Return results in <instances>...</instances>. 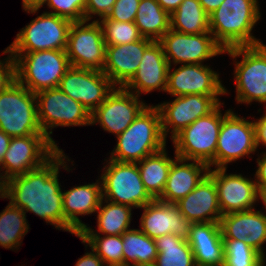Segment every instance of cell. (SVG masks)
<instances>
[{"mask_svg":"<svg viewBox=\"0 0 266 266\" xmlns=\"http://www.w3.org/2000/svg\"><path fill=\"white\" fill-rule=\"evenodd\" d=\"M64 150H59L43 166L14 176L6 181L5 198L25 214L33 213L53 229L64 231L62 185L59 182L60 169L68 173L74 169Z\"/></svg>","mask_w":266,"mask_h":266,"instance_id":"1","label":"cell"},{"mask_svg":"<svg viewBox=\"0 0 266 266\" xmlns=\"http://www.w3.org/2000/svg\"><path fill=\"white\" fill-rule=\"evenodd\" d=\"M260 8L250 0H224L209 15L210 33L224 49L262 44L254 28L262 19Z\"/></svg>","mask_w":266,"mask_h":266,"instance_id":"2","label":"cell"},{"mask_svg":"<svg viewBox=\"0 0 266 266\" xmlns=\"http://www.w3.org/2000/svg\"><path fill=\"white\" fill-rule=\"evenodd\" d=\"M115 138L116 146L106 158L118 162L137 163L168 144L163 136L159 110L150 103L129 127Z\"/></svg>","mask_w":266,"mask_h":266,"instance_id":"3","label":"cell"},{"mask_svg":"<svg viewBox=\"0 0 266 266\" xmlns=\"http://www.w3.org/2000/svg\"><path fill=\"white\" fill-rule=\"evenodd\" d=\"M223 54L233 61L236 104L266 105V44L237 46L224 50Z\"/></svg>","mask_w":266,"mask_h":266,"instance_id":"4","label":"cell"},{"mask_svg":"<svg viewBox=\"0 0 266 266\" xmlns=\"http://www.w3.org/2000/svg\"><path fill=\"white\" fill-rule=\"evenodd\" d=\"M220 103L208 115L198 118L178 133L171 141L177 157L206 163L209 169L215 168V153L223 118L232 110L222 113Z\"/></svg>","mask_w":266,"mask_h":266,"instance_id":"5","label":"cell"},{"mask_svg":"<svg viewBox=\"0 0 266 266\" xmlns=\"http://www.w3.org/2000/svg\"><path fill=\"white\" fill-rule=\"evenodd\" d=\"M8 53L15 60L16 80L33 93L57 88L71 67L66 50Z\"/></svg>","mask_w":266,"mask_h":266,"instance_id":"6","label":"cell"},{"mask_svg":"<svg viewBox=\"0 0 266 266\" xmlns=\"http://www.w3.org/2000/svg\"><path fill=\"white\" fill-rule=\"evenodd\" d=\"M98 174L102 183L103 199L140 209L154 199L146 191L137 163L104 159ZM106 163V164H105Z\"/></svg>","mask_w":266,"mask_h":266,"instance_id":"7","label":"cell"},{"mask_svg":"<svg viewBox=\"0 0 266 266\" xmlns=\"http://www.w3.org/2000/svg\"><path fill=\"white\" fill-rule=\"evenodd\" d=\"M35 96L40 128L59 150L61 148L52 137L54 128L91 125V113L58 87L41 90Z\"/></svg>","mask_w":266,"mask_h":266,"instance_id":"8","label":"cell"},{"mask_svg":"<svg viewBox=\"0 0 266 266\" xmlns=\"http://www.w3.org/2000/svg\"><path fill=\"white\" fill-rule=\"evenodd\" d=\"M0 130L11 138L45 135L38 122L35 93L17 80L0 93Z\"/></svg>","mask_w":266,"mask_h":266,"instance_id":"9","label":"cell"},{"mask_svg":"<svg viewBox=\"0 0 266 266\" xmlns=\"http://www.w3.org/2000/svg\"><path fill=\"white\" fill-rule=\"evenodd\" d=\"M72 23L69 19L43 11L20 29L5 50L7 52L66 50L68 32Z\"/></svg>","mask_w":266,"mask_h":266,"instance_id":"10","label":"cell"},{"mask_svg":"<svg viewBox=\"0 0 266 266\" xmlns=\"http://www.w3.org/2000/svg\"><path fill=\"white\" fill-rule=\"evenodd\" d=\"M236 113L232 109L222 120L215 153V168H228L229 164L242 158H252L258 151L253 117L250 115L246 119Z\"/></svg>","mask_w":266,"mask_h":266,"instance_id":"11","label":"cell"},{"mask_svg":"<svg viewBox=\"0 0 266 266\" xmlns=\"http://www.w3.org/2000/svg\"><path fill=\"white\" fill-rule=\"evenodd\" d=\"M58 151L46 135L13 137L0 167L2 178L7 181L14 176L35 170Z\"/></svg>","mask_w":266,"mask_h":266,"instance_id":"12","label":"cell"},{"mask_svg":"<svg viewBox=\"0 0 266 266\" xmlns=\"http://www.w3.org/2000/svg\"><path fill=\"white\" fill-rule=\"evenodd\" d=\"M220 97L190 94L155 104L160 113L164 138L172 140L198 118L208 115L223 102Z\"/></svg>","mask_w":266,"mask_h":266,"instance_id":"13","label":"cell"},{"mask_svg":"<svg viewBox=\"0 0 266 266\" xmlns=\"http://www.w3.org/2000/svg\"><path fill=\"white\" fill-rule=\"evenodd\" d=\"M66 54L73 67L102 71L105 64L106 43L99 22H73L68 32Z\"/></svg>","mask_w":266,"mask_h":266,"instance_id":"14","label":"cell"},{"mask_svg":"<svg viewBox=\"0 0 266 266\" xmlns=\"http://www.w3.org/2000/svg\"><path fill=\"white\" fill-rule=\"evenodd\" d=\"M220 75L209 63L169 66L165 93L171 97L190 94L229 95L230 92L222 83Z\"/></svg>","mask_w":266,"mask_h":266,"instance_id":"15","label":"cell"},{"mask_svg":"<svg viewBox=\"0 0 266 266\" xmlns=\"http://www.w3.org/2000/svg\"><path fill=\"white\" fill-rule=\"evenodd\" d=\"M159 42L169 66L205 64L218 55H224V49L211 33L186 34L169 29Z\"/></svg>","mask_w":266,"mask_h":266,"instance_id":"16","label":"cell"},{"mask_svg":"<svg viewBox=\"0 0 266 266\" xmlns=\"http://www.w3.org/2000/svg\"><path fill=\"white\" fill-rule=\"evenodd\" d=\"M140 99L123 87H115L105 101L91 113L90 126L100 125L104 132L116 137L149 105Z\"/></svg>","mask_w":266,"mask_h":266,"instance_id":"17","label":"cell"},{"mask_svg":"<svg viewBox=\"0 0 266 266\" xmlns=\"http://www.w3.org/2000/svg\"><path fill=\"white\" fill-rule=\"evenodd\" d=\"M227 168H211L208 175L214 180L222 215L258 207L260 196L254 179L242 173H227Z\"/></svg>","mask_w":266,"mask_h":266,"instance_id":"18","label":"cell"},{"mask_svg":"<svg viewBox=\"0 0 266 266\" xmlns=\"http://www.w3.org/2000/svg\"><path fill=\"white\" fill-rule=\"evenodd\" d=\"M58 88L92 113L115 86L102 71L71 66Z\"/></svg>","mask_w":266,"mask_h":266,"instance_id":"19","label":"cell"},{"mask_svg":"<svg viewBox=\"0 0 266 266\" xmlns=\"http://www.w3.org/2000/svg\"><path fill=\"white\" fill-rule=\"evenodd\" d=\"M139 229L151 239L162 235L175 234L187 241L192 222L189 221L174 203H164L157 199L141 207Z\"/></svg>","mask_w":266,"mask_h":266,"instance_id":"20","label":"cell"},{"mask_svg":"<svg viewBox=\"0 0 266 266\" xmlns=\"http://www.w3.org/2000/svg\"><path fill=\"white\" fill-rule=\"evenodd\" d=\"M102 199V183L99 176L95 182L78 186L75 184L69 190L62 188L64 232L77 236L87 225L79 217L96 214Z\"/></svg>","mask_w":266,"mask_h":266,"instance_id":"21","label":"cell"},{"mask_svg":"<svg viewBox=\"0 0 266 266\" xmlns=\"http://www.w3.org/2000/svg\"><path fill=\"white\" fill-rule=\"evenodd\" d=\"M169 63L164 55L163 46L153 41L144 51L137 72L123 87L141 97L154 91L164 92L167 88Z\"/></svg>","mask_w":266,"mask_h":266,"instance_id":"22","label":"cell"},{"mask_svg":"<svg viewBox=\"0 0 266 266\" xmlns=\"http://www.w3.org/2000/svg\"><path fill=\"white\" fill-rule=\"evenodd\" d=\"M220 228L223 239L244 241L261 255L266 249V216L262 209L224 214L220 219Z\"/></svg>","mask_w":266,"mask_h":266,"instance_id":"23","label":"cell"},{"mask_svg":"<svg viewBox=\"0 0 266 266\" xmlns=\"http://www.w3.org/2000/svg\"><path fill=\"white\" fill-rule=\"evenodd\" d=\"M152 42L153 40L143 37L141 40L128 44L106 45L102 72L115 87H124L137 72L145 49Z\"/></svg>","mask_w":266,"mask_h":266,"instance_id":"24","label":"cell"},{"mask_svg":"<svg viewBox=\"0 0 266 266\" xmlns=\"http://www.w3.org/2000/svg\"><path fill=\"white\" fill-rule=\"evenodd\" d=\"M180 212L192 223H220V210L217 188L214 180L207 174L197 187L175 203Z\"/></svg>","mask_w":266,"mask_h":266,"instance_id":"25","label":"cell"},{"mask_svg":"<svg viewBox=\"0 0 266 266\" xmlns=\"http://www.w3.org/2000/svg\"><path fill=\"white\" fill-rule=\"evenodd\" d=\"M208 171L206 163L177 157L172 162L164 190L157 200L175 204L192 192Z\"/></svg>","mask_w":266,"mask_h":266,"instance_id":"26","label":"cell"},{"mask_svg":"<svg viewBox=\"0 0 266 266\" xmlns=\"http://www.w3.org/2000/svg\"><path fill=\"white\" fill-rule=\"evenodd\" d=\"M187 242L196 266H223L224 242L220 223H192Z\"/></svg>","mask_w":266,"mask_h":266,"instance_id":"27","label":"cell"},{"mask_svg":"<svg viewBox=\"0 0 266 266\" xmlns=\"http://www.w3.org/2000/svg\"><path fill=\"white\" fill-rule=\"evenodd\" d=\"M133 208L102 199L97 213V229L86 225L78 235H122L131 229Z\"/></svg>","mask_w":266,"mask_h":266,"instance_id":"28","label":"cell"},{"mask_svg":"<svg viewBox=\"0 0 266 266\" xmlns=\"http://www.w3.org/2000/svg\"><path fill=\"white\" fill-rule=\"evenodd\" d=\"M166 147L137 162L144 187L153 199L161 196L172 162L177 158L175 152L172 158Z\"/></svg>","mask_w":266,"mask_h":266,"instance_id":"29","label":"cell"},{"mask_svg":"<svg viewBox=\"0 0 266 266\" xmlns=\"http://www.w3.org/2000/svg\"><path fill=\"white\" fill-rule=\"evenodd\" d=\"M124 265L153 266L158 255L154 239L139 228L122 234Z\"/></svg>","mask_w":266,"mask_h":266,"instance_id":"30","label":"cell"},{"mask_svg":"<svg viewBox=\"0 0 266 266\" xmlns=\"http://www.w3.org/2000/svg\"><path fill=\"white\" fill-rule=\"evenodd\" d=\"M134 23L143 37L159 41L170 29V15L157 0H140Z\"/></svg>","mask_w":266,"mask_h":266,"instance_id":"31","label":"cell"},{"mask_svg":"<svg viewBox=\"0 0 266 266\" xmlns=\"http://www.w3.org/2000/svg\"><path fill=\"white\" fill-rule=\"evenodd\" d=\"M170 29L186 34L210 33L209 15L198 0H183L170 15Z\"/></svg>","mask_w":266,"mask_h":266,"instance_id":"32","label":"cell"},{"mask_svg":"<svg viewBox=\"0 0 266 266\" xmlns=\"http://www.w3.org/2000/svg\"><path fill=\"white\" fill-rule=\"evenodd\" d=\"M27 215L10 202L0 212V246L12 251H19L25 235L30 231Z\"/></svg>","mask_w":266,"mask_h":266,"instance_id":"33","label":"cell"},{"mask_svg":"<svg viewBox=\"0 0 266 266\" xmlns=\"http://www.w3.org/2000/svg\"><path fill=\"white\" fill-rule=\"evenodd\" d=\"M158 255L153 266H196L189 243L175 234L155 239Z\"/></svg>","mask_w":266,"mask_h":266,"instance_id":"34","label":"cell"},{"mask_svg":"<svg viewBox=\"0 0 266 266\" xmlns=\"http://www.w3.org/2000/svg\"><path fill=\"white\" fill-rule=\"evenodd\" d=\"M106 266L124 265L122 235H79Z\"/></svg>","mask_w":266,"mask_h":266,"instance_id":"35","label":"cell"},{"mask_svg":"<svg viewBox=\"0 0 266 266\" xmlns=\"http://www.w3.org/2000/svg\"><path fill=\"white\" fill-rule=\"evenodd\" d=\"M48 8L45 11L57 16L64 17L72 22L85 21L86 0H40L37 5L22 6L24 12L35 15L40 8Z\"/></svg>","mask_w":266,"mask_h":266,"instance_id":"36","label":"cell"},{"mask_svg":"<svg viewBox=\"0 0 266 266\" xmlns=\"http://www.w3.org/2000/svg\"><path fill=\"white\" fill-rule=\"evenodd\" d=\"M223 266H260L261 254L244 241L223 239Z\"/></svg>","mask_w":266,"mask_h":266,"instance_id":"37","label":"cell"},{"mask_svg":"<svg viewBox=\"0 0 266 266\" xmlns=\"http://www.w3.org/2000/svg\"><path fill=\"white\" fill-rule=\"evenodd\" d=\"M99 23L106 45L128 44L143 38L134 22H119L105 17Z\"/></svg>","mask_w":266,"mask_h":266,"instance_id":"38","label":"cell"},{"mask_svg":"<svg viewBox=\"0 0 266 266\" xmlns=\"http://www.w3.org/2000/svg\"><path fill=\"white\" fill-rule=\"evenodd\" d=\"M140 0H116L107 19L119 22H134Z\"/></svg>","mask_w":266,"mask_h":266,"instance_id":"39","label":"cell"},{"mask_svg":"<svg viewBox=\"0 0 266 266\" xmlns=\"http://www.w3.org/2000/svg\"><path fill=\"white\" fill-rule=\"evenodd\" d=\"M115 2L116 0H86L85 21L99 22L107 17Z\"/></svg>","mask_w":266,"mask_h":266,"instance_id":"40","label":"cell"},{"mask_svg":"<svg viewBox=\"0 0 266 266\" xmlns=\"http://www.w3.org/2000/svg\"><path fill=\"white\" fill-rule=\"evenodd\" d=\"M0 58V93L4 92L11 84L16 81V67L14 58L4 49Z\"/></svg>","mask_w":266,"mask_h":266,"instance_id":"41","label":"cell"},{"mask_svg":"<svg viewBox=\"0 0 266 266\" xmlns=\"http://www.w3.org/2000/svg\"><path fill=\"white\" fill-rule=\"evenodd\" d=\"M257 168L255 170L254 179L257 185L259 195L266 194V152H257Z\"/></svg>","mask_w":266,"mask_h":266,"instance_id":"42","label":"cell"},{"mask_svg":"<svg viewBox=\"0 0 266 266\" xmlns=\"http://www.w3.org/2000/svg\"><path fill=\"white\" fill-rule=\"evenodd\" d=\"M78 237L85 245V250L89 249L84 253L83 256L77 259L75 266H106L103 260L97 255V253L79 236Z\"/></svg>","mask_w":266,"mask_h":266,"instance_id":"43","label":"cell"},{"mask_svg":"<svg viewBox=\"0 0 266 266\" xmlns=\"http://www.w3.org/2000/svg\"><path fill=\"white\" fill-rule=\"evenodd\" d=\"M253 122L255 126L256 147L259 150L260 146L266 147V113H262L259 118L254 116ZM261 152H266V150Z\"/></svg>","mask_w":266,"mask_h":266,"instance_id":"44","label":"cell"},{"mask_svg":"<svg viewBox=\"0 0 266 266\" xmlns=\"http://www.w3.org/2000/svg\"><path fill=\"white\" fill-rule=\"evenodd\" d=\"M11 137L7 135L3 130H0V167L2 165L5 153L9 147Z\"/></svg>","mask_w":266,"mask_h":266,"instance_id":"45","label":"cell"},{"mask_svg":"<svg viewBox=\"0 0 266 266\" xmlns=\"http://www.w3.org/2000/svg\"><path fill=\"white\" fill-rule=\"evenodd\" d=\"M183 0H157L161 7L171 15Z\"/></svg>","mask_w":266,"mask_h":266,"instance_id":"46","label":"cell"},{"mask_svg":"<svg viewBox=\"0 0 266 266\" xmlns=\"http://www.w3.org/2000/svg\"><path fill=\"white\" fill-rule=\"evenodd\" d=\"M202 5L204 11L210 15L213 13L224 0H198Z\"/></svg>","mask_w":266,"mask_h":266,"instance_id":"47","label":"cell"},{"mask_svg":"<svg viewBox=\"0 0 266 266\" xmlns=\"http://www.w3.org/2000/svg\"><path fill=\"white\" fill-rule=\"evenodd\" d=\"M5 186H6V181L2 178V175L0 173V198L3 200L5 198Z\"/></svg>","mask_w":266,"mask_h":266,"instance_id":"48","label":"cell"},{"mask_svg":"<svg viewBox=\"0 0 266 266\" xmlns=\"http://www.w3.org/2000/svg\"><path fill=\"white\" fill-rule=\"evenodd\" d=\"M260 196V200H259V203H262L263 206H261L263 209V212L266 216V194H263V195H259Z\"/></svg>","mask_w":266,"mask_h":266,"instance_id":"49","label":"cell"},{"mask_svg":"<svg viewBox=\"0 0 266 266\" xmlns=\"http://www.w3.org/2000/svg\"><path fill=\"white\" fill-rule=\"evenodd\" d=\"M40 0H22V6L37 5Z\"/></svg>","mask_w":266,"mask_h":266,"instance_id":"50","label":"cell"},{"mask_svg":"<svg viewBox=\"0 0 266 266\" xmlns=\"http://www.w3.org/2000/svg\"><path fill=\"white\" fill-rule=\"evenodd\" d=\"M261 265L266 266V250L261 255Z\"/></svg>","mask_w":266,"mask_h":266,"instance_id":"51","label":"cell"},{"mask_svg":"<svg viewBox=\"0 0 266 266\" xmlns=\"http://www.w3.org/2000/svg\"><path fill=\"white\" fill-rule=\"evenodd\" d=\"M250 1H252L253 3H255L261 9L260 4H259L260 1H258V0H250Z\"/></svg>","mask_w":266,"mask_h":266,"instance_id":"52","label":"cell"},{"mask_svg":"<svg viewBox=\"0 0 266 266\" xmlns=\"http://www.w3.org/2000/svg\"><path fill=\"white\" fill-rule=\"evenodd\" d=\"M113 266H134V265H113Z\"/></svg>","mask_w":266,"mask_h":266,"instance_id":"53","label":"cell"}]
</instances>
